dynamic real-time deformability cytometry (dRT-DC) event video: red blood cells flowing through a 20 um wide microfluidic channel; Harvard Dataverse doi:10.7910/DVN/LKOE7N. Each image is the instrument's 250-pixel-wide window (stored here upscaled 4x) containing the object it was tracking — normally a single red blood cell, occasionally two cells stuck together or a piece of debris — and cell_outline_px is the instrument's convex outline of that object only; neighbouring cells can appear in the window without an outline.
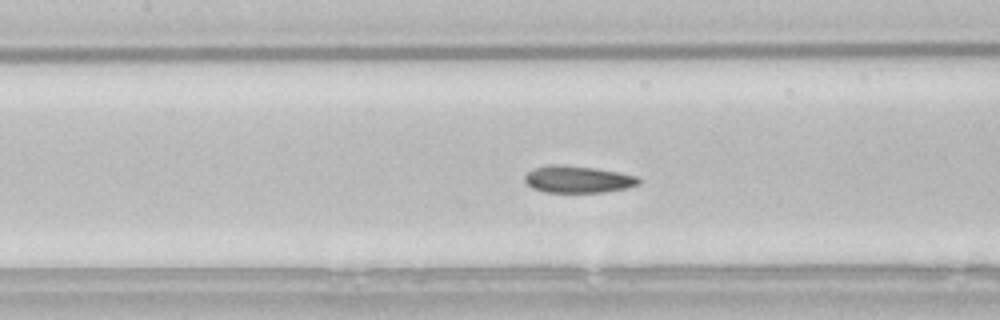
{"species": "common noctule bat (a hibernating species)", "species_latin": "Nyctalus noctula", "temperature_condition": "room temperature", "stored_images_in_passage": 40, "camera_frame_rate_fps": 3000, "um_per_image_px": 0.085, "animal": {"sex": "male", "body_mass_g": 21.5, "forearm_length_mm": 52.0}, "frame": {"image": 1, "passage_image": 11, "time_ms": 3.333, "image_size_px": [1000, 320], "cell_outline_px": [[640, 184], [628, 188], [604, 192], [544, 192], [532, 188], [524, 180], [524, 176], [532, 168], [548, 164], [564, 164], [592, 168], [616, 172], [636, 176], [640, 180]], "centroid_in_image_um": [49.08, 15.24], "position_along_channel_um": 158.3, "area_um2": 17.98}}
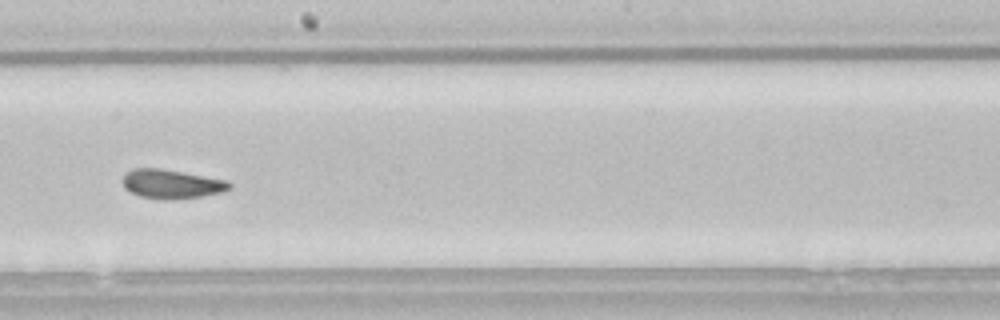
{"frame": {"image": 2, "passage_image": 17, "time_ms": 5.333, "image_size_px": [1000, 320], "cell_outline_px": [[232, 188], [220, 192], [200, 196], [172, 200], [164, 200], [140, 196], [124, 188], [120, 180], [132, 168], [160, 168], [228, 180], [232, 184]], "centroid_in_image_um": [14.56, 15.64], "position_along_channel_um": 233.6, "area_um2": 18.15}}
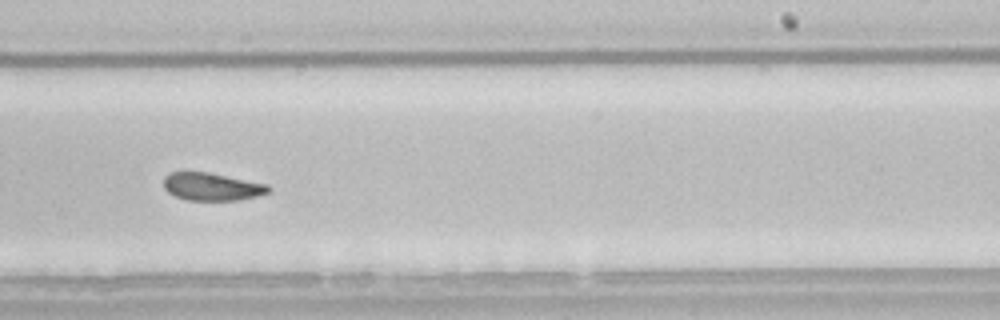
{"frame": {"image": 3, "passage_image": 20, "time_ms": 6.333, "image_size_px": [1000, 320], "cell_outline_px": [[272, 188], [268, 192], [260, 196], [240, 200], [188, 200], [176, 196], [168, 192], [164, 188], [164, 176], [168, 172], [184, 168], [208, 172], [268, 184]], "centroid_in_image_um": [17.96, 15.82], "position_along_channel_um": 271.0, "area_um2": 17.63}, "authors_computed_cell_mechanics": {"area_um2": 18.0047, "velocity_mm_per_s": 3.7775, "shape_relaxation_time_tau1_ms": 4.7682, "shape_relaxation_time_tau2_ms": 2.2524, "deformation_change_tau1": 0.1184, "deformation_change_tau2": 0.0811}}